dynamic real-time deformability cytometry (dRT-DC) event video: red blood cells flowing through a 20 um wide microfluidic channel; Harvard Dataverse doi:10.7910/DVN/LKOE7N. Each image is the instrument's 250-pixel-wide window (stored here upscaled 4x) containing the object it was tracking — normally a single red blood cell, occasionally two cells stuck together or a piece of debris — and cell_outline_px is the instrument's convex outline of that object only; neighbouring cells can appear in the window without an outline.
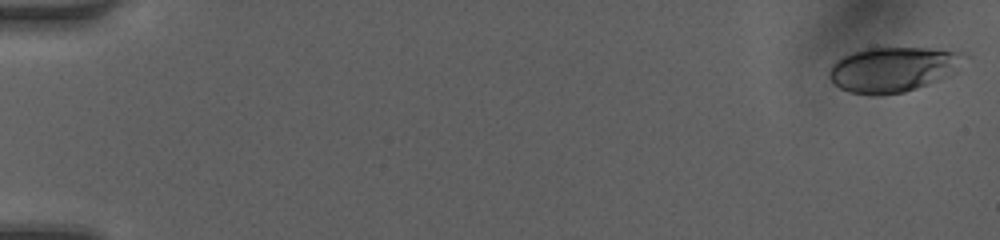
{"species": "human", "species_latin": "Homo sapiens", "temperature_condition": "room temperature", "stored_images_in_passage": 49, "camera_frame_rate_fps": 3000, "um_per_image_px": 0.085, "donor": {"sex": "female"}, "frame": {"image": 1, "passage_image": 1, "time_ms": 0.0, "image_size_px": [1000, 240], "cell_outline_px": [[952, 72], [948, 76], [916, 88], [904, 92], [876, 96], [848, 92], [840, 88], [828, 76], [828, 72], [832, 64], [836, 60], [844, 56], [868, 48], [928, 48], [952, 52]], "centroid_in_image_um": [75.65, 5.94], "position_along_channel_um": 9.4, "area_um2": 33.64}}
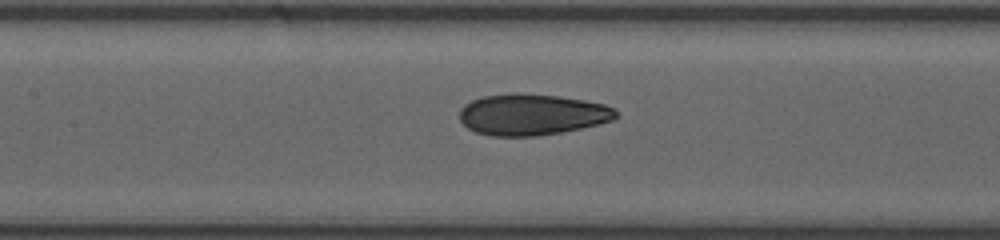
{"frame": {"image": 2, "passage_image": 24, "time_ms": 7.667, "image_size_px": [1000, 240], "cell_outline_px": [[620, 116], [612, 120], [600, 124], [560, 132], [536, 136], [492, 136], [476, 132], [468, 128], [460, 120], [460, 108], [464, 104], [472, 100], [484, 96], [556, 96], [584, 100], [604, 104], [616, 108]], "centroid_in_image_um": [45.26, 9.78], "position_along_channel_um": 162.1, "area_um2": 36.65}}
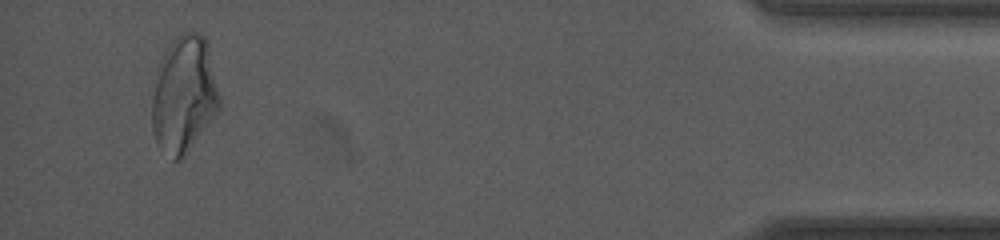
{"frame": {"image": 3, "passage_image": 47, "time_ms": 15.333, "image_size_px": [1000, 240], "cell_outline_px": [[220, 108], [188, 152], [180, 160], [172, 160], [156, 144], [152, 132], [152, 80], [160, 60], [164, 52], [172, 40], [180, 32], [196, 32], [204, 36], [208, 40], [220, 96]], "centroid_in_image_um": [15.62, 8.02], "position_along_channel_um": 419.6, "area_um2": 46.82}, "authors_computed_cell_mechanics": {"area_um2": 37.1654, "velocity_mm_per_s": 4.2252, "shape_relaxation_time_tau1_ms": 10.5307, "shape_relaxation_time_tau2_ms": 1.0484, "deformation_change_tau1": 0.245, "deformation_change_tau2": 0.0743}}